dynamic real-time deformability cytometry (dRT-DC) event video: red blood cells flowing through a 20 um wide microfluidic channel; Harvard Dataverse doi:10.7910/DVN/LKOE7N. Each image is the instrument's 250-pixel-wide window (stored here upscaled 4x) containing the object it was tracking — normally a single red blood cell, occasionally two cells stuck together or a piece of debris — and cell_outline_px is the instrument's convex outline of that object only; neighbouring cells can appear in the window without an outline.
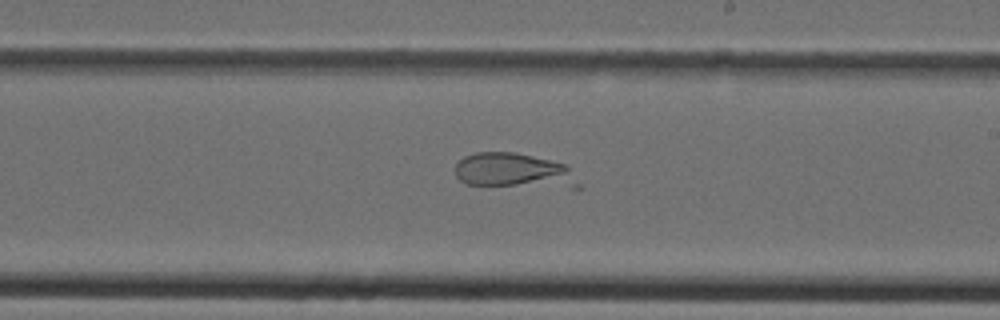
{"species": "Egyptian fruit bat (a non-hibernating species)", "species_latin": "Rousettus aegyptiacus", "temperature_condition": "cold", "stored_images_in_passage": 28, "camera_frame_rate_fps": 3000, "um_per_image_px": 0.085, "animal": {"sex": "female"}, "frame": {"image": 1, "passage_image": 11, "time_ms": 3.333, "image_size_px": [1000, 320], "cell_outline_px": [[584, 188], [572, 188], [464, 184], [456, 176], [456, 164], [464, 156], [476, 152], [516, 152], [568, 164]], "centroid_in_image_um": [43.76, 14.52], "position_along_channel_um": 245.2, "area_um2": 25.61}}
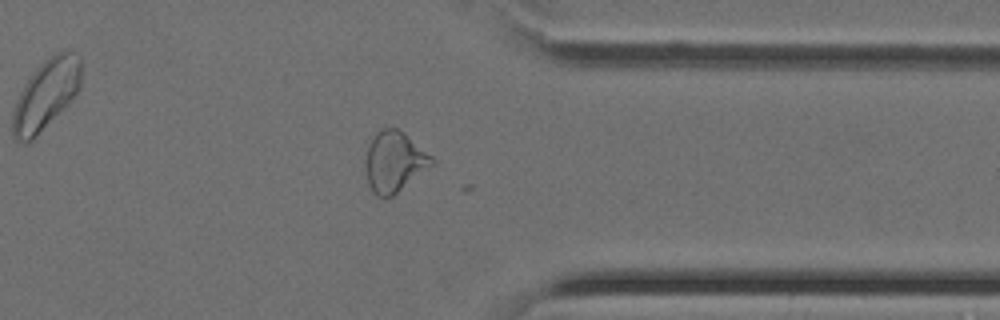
{"frame": {"image": 2, "passage_image": 19, "time_ms": 6.0, "image_size_px": [1000, 320], "cell_outline_px": [[436, 164], [392, 196], [376, 196], [372, 192], [368, 184], [364, 164], [368, 148], [376, 132], [384, 128], [396, 128], [432, 156], [436, 160]], "centroid_in_image_um": [33.52, 13.78], "position_along_channel_um": 377.9, "area_um2": 23.24}}